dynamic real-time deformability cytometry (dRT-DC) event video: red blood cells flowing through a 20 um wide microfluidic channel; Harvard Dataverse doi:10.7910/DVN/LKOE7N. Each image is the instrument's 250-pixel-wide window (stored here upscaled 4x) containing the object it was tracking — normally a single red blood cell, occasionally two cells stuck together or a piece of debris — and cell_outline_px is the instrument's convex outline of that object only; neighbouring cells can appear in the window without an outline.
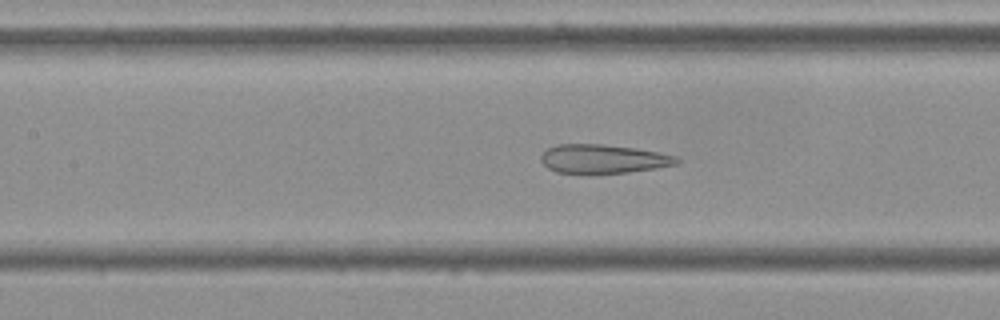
{"species": "Egyptian fruit bat (a non-hibernating species)", "species_latin": "Rousettus aegyptiacus", "temperature_condition": "cold", "stored_images_in_passage": 55, "camera_frame_rate_fps": 3000, "um_per_image_px": 0.085, "frame": {"image": 1, "passage_image": 24, "time_ms": 7.667, "image_size_px": [1000, 320], "cell_outline_px": [[680, 160], [676, 164], [656, 168], [628, 172], [556, 172], [548, 168], [540, 160], [540, 156], [548, 148], [556, 144], [604, 144], [636, 148], [660, 152], [676, 156]], "centroid_in_image_um": [51.28, 13.48], "position_along_channel_um": 156.1, "area_um2": 22.54}}
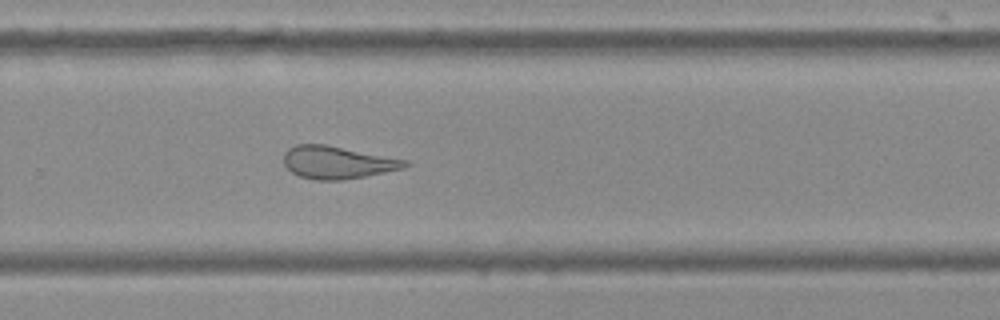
{"frame": {"image": 2, "passage_image": 36, "time_ms": 11.667, "image_size_px": [1000, 320], "cell_outline_px": [[408, 164], [404, 168], [364, 176], [340, 180], [316, 180], [300, 176], [292, 172], [284, 164], [284, 152], [288, 148], [296, 144], [324, 144], [408, 160]], "centroid_in_image_um": [28.65, 13.8], "position_along_channel_um": 301.2, "area_um2": 22.77}}
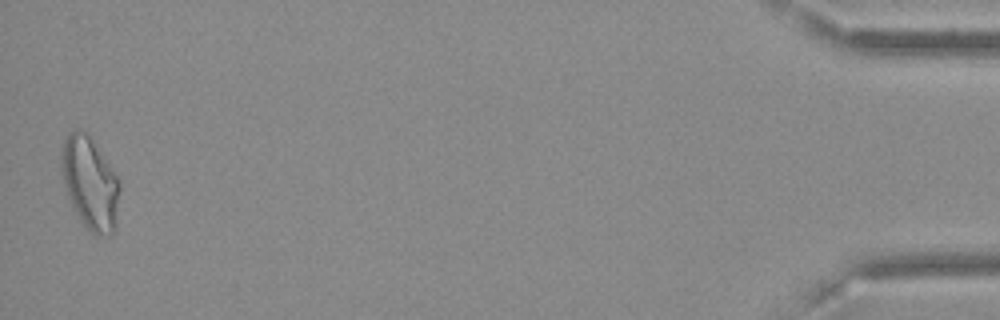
{"frame": {"image": 3, "passage_image": 54, "time_ms": 17.667, "image_size_px": [1000, 320], "cell_outline_px": [[120, 188], [116, 228], [108, 236], [96, 236], [88, 232], [80, 220], [68, 196], [60, 164], [60, 152], [64, 140], [68, 132], [76, 128], [84, 128], [120, 180]], "centroid_in_image_um": [7.66, 15.57], "position_along_channel_um": 427.5, "area_um2": 31.79}, "authors_computed_cell_mechanics": {"area_um2": 26.3568, "velocity_mm_per_s": 3.6353, "shape_relaxation_time_tau1_ms": null, "shape_relaxation_time_tau2_ms": 1.5381, "deformation_change_tau1": null, "deformation_change_tau2": 0.1041}}